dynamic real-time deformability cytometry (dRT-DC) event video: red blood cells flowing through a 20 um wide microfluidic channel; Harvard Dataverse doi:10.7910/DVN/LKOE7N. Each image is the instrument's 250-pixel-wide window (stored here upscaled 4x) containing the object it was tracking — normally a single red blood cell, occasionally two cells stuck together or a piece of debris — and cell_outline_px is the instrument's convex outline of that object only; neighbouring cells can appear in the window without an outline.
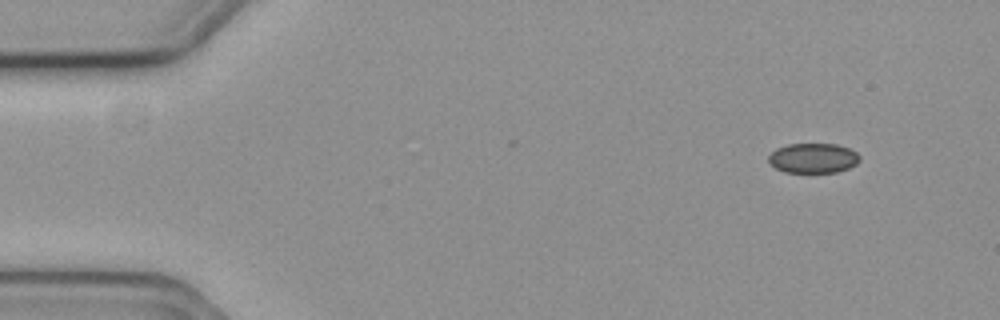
{"species": "common noctule bat (a hibernating species)", "species_latin": "Nyctalus noctula", "temperature_condition": "cold", "stored_images_in_passage": 4, "camera_frame_rate_fps": 3000, "um_per_image_px": 0.085, "animal": {"sex": "female", "body_mass_g": 19.3, "forearm_length_mm": 54.1}, "frame": {"image": 1, "passage_image": 1, "time_ms": 0.0, "image_size_px": [1000, 320], "cell_outline_px": [[860, 160], [856, 164], [848, 168], [836, 172], [784, 172], [776, 168], [768, 160], [768, 156], [776, 148], [788, 144], [836, 144], [848, 148], [856, 152], [860, 156]], "centroid_in_image_um": [69.12, 13.43], "position_along_channel_um": 15.9, "area_um2": 15.78}}
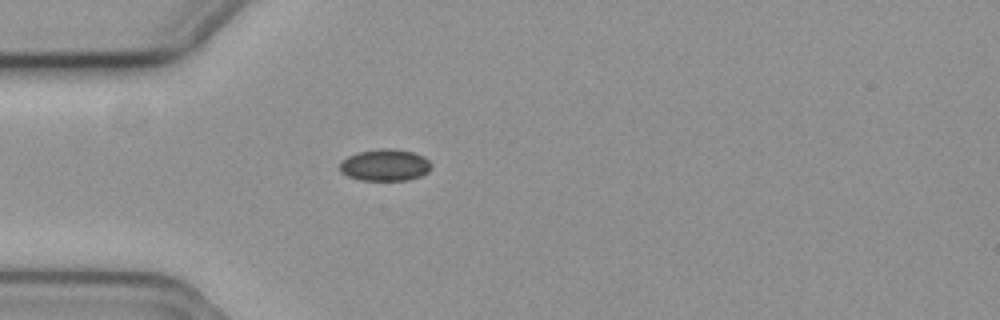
{"frame": {"image": 2, "passage_image": 4, "time_ms": 1.0, "image_size_px": [1000, 320], "cell_outline_px": [[432, 168], [428, 172], [420, 176], [408, 180], [360, 180], [348, 176], [340, 172], [340, 160], [356, 152], [384, 148], [392, 148], [412, 152], [424, 156], [432, 164]], "centroid_in_image_um": [32.72, 14.03], "position_along_channel_um": 52.3, "area_um2": 17.11}}